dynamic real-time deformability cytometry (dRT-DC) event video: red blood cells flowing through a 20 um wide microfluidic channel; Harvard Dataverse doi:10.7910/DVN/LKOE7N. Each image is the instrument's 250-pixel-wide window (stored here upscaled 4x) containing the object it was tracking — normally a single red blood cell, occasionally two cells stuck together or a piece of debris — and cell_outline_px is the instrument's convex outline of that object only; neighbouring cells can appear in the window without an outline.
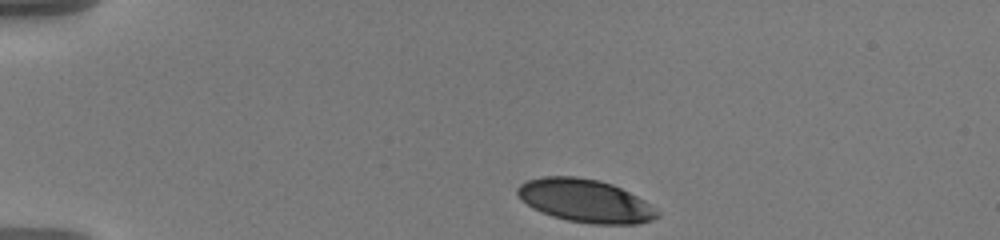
{"species": "human", "species_latin": "Homo sapiens", "temperature_condition": "warm", "stored_images_in_passage": 46, "camera_frame_rate_fps": 3000, "um_per_image_px": 0.085, "donor": {"sex": "male"}, "frame": {"image": 1, "passage_image": 1, "time_ms": 0.0, "image_size_px": [1000, 240], "cell_outline_px": [[660, 216], [652, 220], [636, 224], [592, 224], [568, 220], [552, 216], [532, 208], [516, 192], [516, 188], [520, 184], [528, 180], [544, 176], [576, 176], [600, 180], [612, 184], [644, 200], [660, 212]], "centroid_in_image_um": [49.76, 17.06], "position_along_channel_um": 35.2, "area_um2": 34.91}}
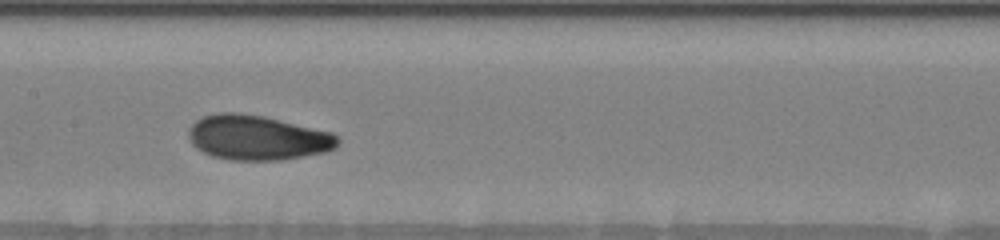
{"frame": {"image": 2, "passage_image": 19, "time_ms": 6.0, "image_size_px": [1000, 240], "cell_outline_px": [[340, 144], [336, 148], [328, 152], [280, 160], [232, 160], [212, 156], [196, 148], [192, 144], [188, 136], [188, 128], [196, 120], [204, 116], [216, 112], [240, 112], [264, 116], [332, 132], [340, 136]], "centroid_in_image_um": [21.91, 11.69], "position_along_channel_um": 185.5, "area_um2": 39.42}}
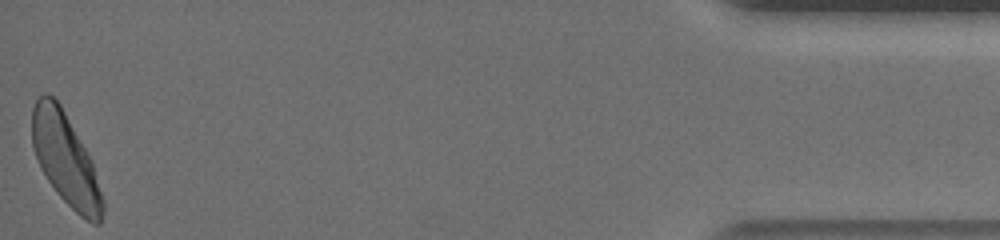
{"frame": {"image": 3, "passage_image": 46, "time_ms": 15.0, "image_size_px": [1000, 240], "cell_outline_px": [[104, 212], [100, 224], [92, 224], [80, 216], [56, 192], [40, 168], [32, 144], [32, 108], [36, 100], [44, 92], [48, 92], [60, 104], [84, 148], [92, 164], [104, 200]], "centroid_in_image_um": [5.56, 13.56], "position_along_channel_um": 429.6, "area_um2": 37.17}, "authors_computed_cell_mechanics": {"area_um2": 37.2521, "velocity_mm_per_s": 3.5723, "shape_relaxation_time_tau1_ms": 4.3276, "shape_relaxation_time_tau2_ms": 1.8159, "deformation_change_tau1": 0.1444, "deformation_change_tau2": 0.0694}}